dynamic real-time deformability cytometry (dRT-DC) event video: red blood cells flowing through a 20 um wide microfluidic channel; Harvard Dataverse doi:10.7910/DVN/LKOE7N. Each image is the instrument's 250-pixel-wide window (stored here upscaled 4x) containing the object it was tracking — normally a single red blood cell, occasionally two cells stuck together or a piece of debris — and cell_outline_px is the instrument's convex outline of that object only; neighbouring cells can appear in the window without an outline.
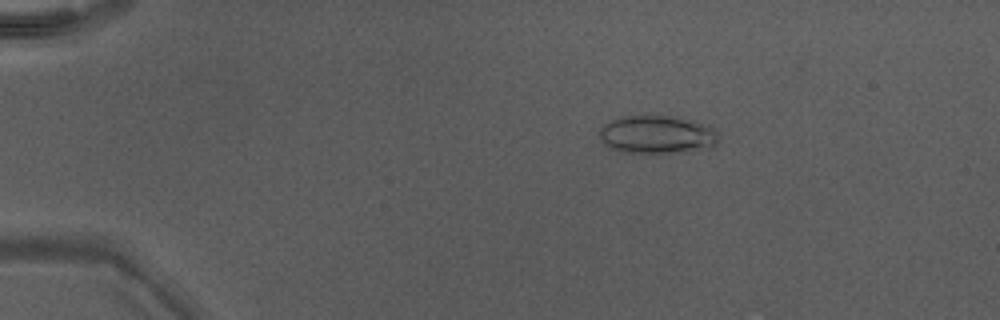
{"species": "Egyptian fruit bat (a non-hibernating species)", "species_latin": "Rousettus aegyptiacus", "temperature_condition": "warm", "stored_images_in_passage": 43, "camera_frame_rate_fps": 3000, "um_per_image_px": 0.085, "animal": {"sex": "male"}, "frame": {"image": 1, "passage_image": 3, "time_ms": 0.667, "image_size_px": [1000, 320], "cell_outline_px": [[720, 140], [712, 148], [688, 152], [620, 152], [608, 148], [604, 144], [600, 136], [600, 128], [604, 124], [620, 116], [676, 116], [708, 124], [716, 128], [720, 136]], "centroid_in_image_um": [55.93, 11.44], "position_along_channel_um": 29.1, "area_um2": 26.99}}
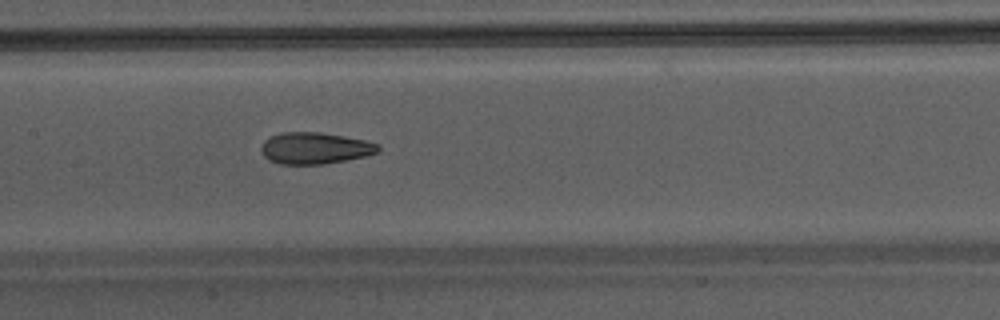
{"frame": {"image": 2, "passage_image": 19, "time_ms": 6.0, "image_size_px": [1000, 320], "cell_outline_px": [[380, 148], [376, 152], [364, 156], [324, 164], [280, 164], [268, 160], [264, 156], [260, 148], [264, 140], [280, 132], [320, 132], [344, 136], [364, 140], [380, 144]], "centroid_in_image_um": [26.73, 12.59], "position_along_channel_um": 180.7, "area_um2": 21.44}}
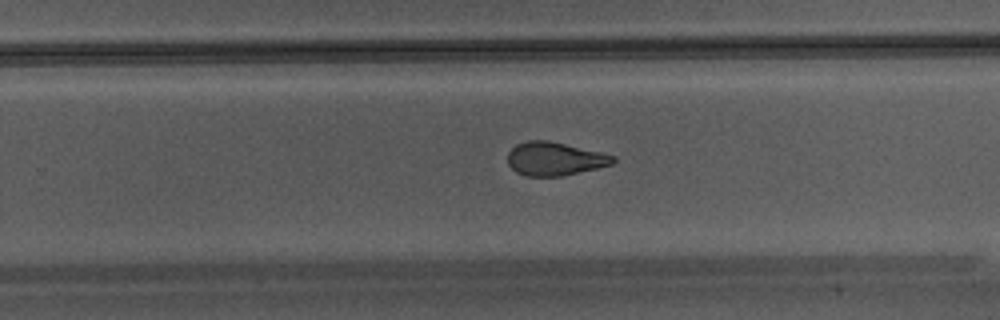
{"frame": {"image": 3, "passage_image": 26, "time_ms": 8.333, "image_size_px": [1000, 320], "cell_outline_px": [[616, 160], [612, 164], [596, 168], [560, 176], [524, 176], [516, 172], [508, 164], [508, 152], [516, 144], [528, 140], [548, 140], [600, 152], [616, 156]], "centroid_in_image_um": [47.12, 13.49], "position_along_channel_um": 282.7, "area_um2": 20.4}}